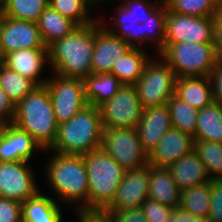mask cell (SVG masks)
Instances as JSON below:
<instances>
[{
	"mask_svg": "<svg viewBox=\"0 0 222 222\" xmlns=\"http://www.w3.org/2000/svg\"><path fill=\"white\" fill-rule=\"evenodd\" d=\"M124 1L116 9V18L111 20L113 26L108 27L105 24L103 26L132 47L141 48L142 44L153 41L159 53L165 46L167 14L165 2L161 0H154V3L148 0Z\"/></svg>",
	"mask_w": 222,
	"mask_h": 222,
	"instance_id": "cell-1",
	"label": "cell"
},
{
	"mask_svg": "<svg viewBox=\"0 0 222 222\" xmlns=\"http://www.w3.org/2000/svg\"><path fill=\"white\" fill-rule=\"evenodd\" d=\"M100 22L78 26L48 47V65L54 74L79 79L91 74L94 31L102 24Z\"/></svg>",
	"mask_w": 222,
	"mask_h": 222,
	"instance_id": "cell-2",
	"label": "cell"
},
{
	"mask_svg": "<svg viewBox=\"0 0 222 222\" xmlns=\"http://www.w3.org/2000/svg\"><path fill=\"white\" fill-rule=\"evenodd\" d=\"M47 184L58 201L77 205V211H88V173L82 155L54 152L46 164Z\"/></svg>",
	"mask_w": 222,
	"mask_h": 222,
	"instance_id": "cell-3",
	"label": "cell"
},
{
	"mask_svg": "<svg viewBox=\"0 0 222 222\" xmlns=\"http://www.w3.org/2000/svg\"><path fill=\"white\" fill-rule=\"evenodd\" d=\"M12 123L27 132L43 150H49L53 146L57 138L58 124L46 85L36 86L15 105Z\"/></svg>",
	"mask_w": 222,
	"mask_h": 222,
	"instance_id": "cell-4",
	"label": "cell"
},
{
	"mask_svg": "<svg viewBox=\"0 0 222 222\" xmlns=\"http://www.w3.org/2000/svg\"><path fill=\"white\" fill-rule=\"evenodd\" d=\"M104 127L98 107L87 105L69 121L58 125L57 138L49 150L83 155L99 150Z\"/></svg>",
	"mask_w": 222,
	"mask_h": 222,
	"instance_id": "cell-5",
	"label": "cell"
},
{
	"mask_svg": "<svg viewBox=\"0 0 222 222\" xmlns=\"http://www.w3.org/2000/svg\"><path fill=\"white\" fill-rule=\"evenodd\" d=\"M88 173V211H103L113 200L125 170L99 150L83 154Z\"/></svg>",
	"mask_w": 222,
	"mask_h": 222,
	"instance_id": "cell-6",
	"label": "cell"
},
{
	"mask_svg": "<svg viewBox=\"0 0 222 222\" xmlns=\"http://www.w3.org/2000/svg\"><path fill=\"white\" fill-rule=\"evenodd\" d=\"M178 77L208 76L218 59L212 43H165L158 53Z\"/></svg>",
	"mask_w": 222,
	"mask_h": 222,
	"instance_id": "cell-7",
	"label": "cell"
},
{
	"mask_svg": "<svg viewBox=\"0 0 222 222\" xmlns=\"http://www.w3.org/2000/svg\"><path fill=\"white\" fill-rule=\"evenodd\" d=\"M176 79L175 72L162 58L150 59L135 84L143 109L166 104L175 95Z\"/></svg>",
	"mask_w": 222,
	"mask_h": 222,
	"instance_id": "cell-8",
	"label": "cell"
},
{
	"mask_svg": "<svg viewBox=\"0 0 222 222\" xmlns=\"http://www.w3.org/2000/svg\"><path fill=\"white\" fill-rule=\"evenodd\" d=\"M101 149L116 160L125 171L148 165L136 128H104Z\"/></svg>",
	"mask_w": 222,
	"mask_h": 222,
	"instance_id": "cell-9",
	"label": "cell"
},
{
	"mask_svg": "<svg viewBox=\"0 0 222 222\" xmlns=\"http://www.w3.org/2000/svg\"><path fill=\"white\" fill-rule=\"evenodd\" d=\"M98 108L104 128H136L143 113L135 85H122L110 100Z\"/></svg>",
	"mask_w": 222,
	"mask_h": 222,
	"instance_id": "cell-10",
	"label": "cell"
},
{
	"mask_svg": "<svg viewBox=\"0 0 222 222\" xmlns=\"http://www.w3.org/2000/svg\"><path fill=\"white\" fill-rule=\"evenodd\" d=\"M50 92L57 124L69 121L87 105L83 79L54 74L45 84Z\"/></svg>",
	"mask_w": 222,
	"mask_h": 222,
	"instance_id": "cell-11",
	"label": "cell"
},
{
	"mask_svg": "<svg viewBox=\"0 0 222 222\" xmlns=\"http://www.w3.org/2000/svg\"><path fill=\"white\" fill-rule=\"evenodd\" d=\"M28 162H0V197L24 203L40 190Z\"/></svg>",
	"mask_w": 222,
	"mask_h": 222,
	"instance_id": "cell-12",
	"label": "cell"
},
{
	"mask_svg": "<svg viewBox=\"0 0 222 222\" xmlns=\"http://www.w3.org/2000/svg\"><path fill=\"white\" fill-rule=\"evenodd\" d=\"M213 26L212 17L183 15L167 8L165 43H212Z\"/></svg>",
	"mask_w": 222,
	"mask_h": 222,
	"instance_id": "cell-13",
	"label": "cell"
},
{
	"mask_svg": "<svg viewBox=\"0 0 222 222\" xmlns=\"http://www.w3.org/2000/svg\"><path fill=\"white\" fill-rule=\"evenodd\" d=\"M1 41L4 54L20 49H48L37 23L12 19L0 14Z\"/></svg>",
	"mask_w": 222,
	"mask_h": 222,
	"instance_id": "cell-14",
	"label": "cell"
},
{
	"mask_svg": "<svg viewBox=\"0 0 222 222\" xmlns=\"http://www.w3.org/2000/svg\"><path fill=\"white\" fill-rule=\"evenodd\" d=\"M132 46L109 32L103 23L94 31V49L91 73H110L116 60L121 59Z\"/></svg>",
	"mask_w": 222,
	"mask_h": 222,
	"instance_id": "cell-15",
	"label": "cell"
},
{
	"mask_svg": "<svg viewBox=\"0 0 222 222\" xmlns=\"http://www.w3.org/2000/svg\"><path fill=\"white\" fill-rule=\"evenodd\" d=\"M149 165L138 169L125 171L115 196L105 209H135L140 208L148 198Z\"/></svg>",
	"mask_w": 222,
	"mask_h": 222,
	"instance_id": "cell-16",
	"label": "cell"
},
{
	"mask_svg": "<svg viewBox=\"0 0 222 222\" xmlns=\"http://www.w3.org/2000/svg\"><path fill=\"white\" fill-rule=\"evenodd\" d=\"M172 120L167 104L143 109L136 126L143 150L149 155L165 133L172 129Z\"/></svg>",
	"mask_w": 222,
	"mask_h": 222,
	"instance_id": "cell-17",
	"label": "cell"
},
{
	"mask_svg": "<svg viewBox=\"0 0 222 222\" xmlns=\"http://www.w3.org/2000/svg\"><path fill=\"white\" fill-rule=\"evenodd\" d=\"M193 149L194 138L190 134L172 128L148 155V165L167 168Z\"/></svg>",
	"mask_w": 222,
	"mask_h": 222,
	"instance_id": "cell-18",
	"label": "cell"
},
{
	"mask_svg": "<svg viewBox=\"0 0 222 222\" xmlns=\"http://www.w3.org/2000/svg\"><path fill=\"white\" fill-rule=\"evenodd\" d=\"M45 63H49L48 49H20L5 54L3 65L32 80L37 86L45 85L48 78H40Z\"/></svg>",
	"mask_w": 222,
	"mask_h": 222,
	"instance_id": "cell-19",
	"label": "cell"
},
{
	"mask_svg": "<svg viewBox=\"0 0 222 222\" xmlns=\"http://www.w3.org/2000/svg\"><path fill=\"white\" fill-rule=\"evenodd\" d=\"M43 150L25 131L8 123L0 139V162H29L35 150Z\"/></svg>",
	"mask_w": 222,
	"mask_h": 222,
	"instance_id": "cell-20",
	"label": "cell"
},
{
	"mask_svg": "<svg viewBox=\"0 0 222 222\" xmlns=\"http://www.w3.org/2000/svg\"><path fill=\"white\" fill-rule=\"evenodd\" d=\"M167 168L180 190L192 188L211 180L194 149Z\"/></svg>",
	"mask_w": 222,
	"mask_h": 222,
	"instance_id": "cell-21",
	"label": "cell"
},
{
	"mask_svg": "<svg viewBox=\"0 0 222 222\" xmlns=\"http://www.w3.org/2000/svg\"><path fill=\"white\" fill-rule=\"evenodd\" d=\"M180 195L168 168L149 165L148 198L175 209L180 204Z\"/></svg>",
	"mask_w": 222,
	"mask_h": 222,
	"instance_id": "cell-22",
	"label": "cell"
},
{
	"mask_svg": "<svg viewBox=\"0 0 222 222\" xmlns=\"http://www.w3.org/2000/svg\"><path fill=\"white\" fill-rule=\"evenodd\" d=\"M175 95L200 110L213 102L211 80L208 76L178 77Z\"/></svg>",
	"mask_w": 222,
	"mask_h": 222,
	"instance_id": "cell-23",
	"label": "cell"
},
{
	"mask_svg": "<svg viewBox=\"0 0 222 222\" xmlns=\"http://www.w3.org/2000/svg\"><path fill=\"white\" fill-rule=\"evenodd\" d=\"M56 201L39 191L22 203V222H61V207Z\"/></svg>",
	"mask_w": 222,
	"mask_h": 222,
	"instance_id": "cell-24",
	"label": "cell"
},
{
	"mask_svg": "<svg viewBox=\"0 0 222 222\" xmlns=\"http://www.w3.org/2000/svg\"><path fill=\"white\" fill-rule=\"evenodd\" d=\"M88 105L99 107L110 100L122 87L121 81L111 73H91L83 79Z\"/></svg>",
	"mask_w": 222,
	"mask_h": 222,
	"instance_id": "cell-25",
	"label": "cell"
},
{
	"mask_svg": "<svg viewBox=\"0 0 222 222\" xmlns=\"http://www.w3.org/2000/svg\"><path fill=\"white\" fill-rule=\"evenodd\" d=\"M37 25L40 30L42 40L47 48L78 27L76 23L67 17L62 16L49 5L41 13L37 21Z\"/></svg>",
	"mask_w": 222,
	"mask_h": 222,
	"instance_id": "cell-26",
	"label": "cell"
},
{
	"mask_svg": "<svg viewBox=\"0 0 222 222\" xmlns=\"http://www.w3.org/2000/svg\"><path fill=\"white\" fill-rule=\"evenodd\" d=\"M149 61L150 57L144 48L132 47L121 59L116 60L110 73L123 85H135Z\"/></svg>",
	"mask_w": 222,
	"mask_h": 222,
	"instance_id": "cell-27",
	"label": "cell"
},
{
	"mask_svg": "<svg viewBox=\"0 0 222 222\" xmlns=\"http://www.w3.org/2000/svg\"><path fill=\"white\" fill-rule=\"evenodd\" d=\"M194 140L222 143V105L213 101L198 111Z\"/></svg>",
	"mask_w": 222,
	"mask_h": 222,
	"instance_id": "cell-28",
	"label": "cell"
},
{
	"mask_svg": "<svg viewBox=\"0 0 222 222\" xmlns=\"http://www.w3.org/2000/svg\"><path fill=\"white\" fill-rule=\"evenodd\" d=\"M170 112L173 128L196 136L198 109L173 95L166 103Z\"/></svg>",
	"mask_w": 222,
	"mask_h": 222,
	"instance_id": "cell-29",
	"label": "cell"
},
{
	"mask_svg": "<svg viewBox=\"0 0 222 222\" xmlns=\"http://www.w3.org/2000/svg\"><path fill=\"white\" fill-rule=\"evenodd\" d=\"M48 3L49 0H5L0 6V14L37 23Z\"/></svg>",
	"mask_w": 222,
	"mask_h": 222,
	"instance_id": "cell-30",
	"label": "cell"
},
{
	"mask_svg": "<svg viewBox=\"0 0 222 222\" xmlns=\"http://www.w3.org/2000/svg\"><path fill=\"white\" fill-rule=\"evenodd\" d=\"M97 3L98 0H49L48 5L78 26H85L98 20L89 15V7Z\"/></svg>",
	"mask_w": 222,
	"mask_h": 222,
	"instance_id": "cell-31",
	"label": "cell"
},
{
	"mask_svg": "<svg viewBox=\"0 0 222 222\" xmlns=\"http://www.w3.org/2000/svg\"><path fill=\"white\" fill-rule=\"evenodd\" d=\"M209 182L181 190L179 206L196 217L209 216L210 212Z\"/></svg>",
	"mask_w": 222,
	"mask_h": 222,
	"instance_id": "cell-32",
	"label": "cell"
},
{
	"mask_svg": "<svg viewBox=\"0 0 222 222\" xmlns=\"http://www.w3.org/2000/svg\"><path fill=\"white\" fill-rule=\"evenodd\" d=\"M0 86L16 105L37 85L29 78L21 76L2 64L0 66Z\"/></svg>",
	"mask_w": 222,
	"mask_h": 222,
	"instance_id": "cell-33",
	"label": "cell"
},
{
	"mask_svg": "<svg viewBox=\"0 0 222 222\" xmlns=\"http://www.w3.org/2000/svg\"><path fill=\"white\" fill-rule=\"evenodd\" d=\"M194 150L204 164L210 179H222V143L194 140Z\"/></svg>",
	"mask_w": 222,
	"mask_h": 222,
	"instance_id": "cell-34",
	"label": "cell"
},
{
	"mask_svg": "<svg viewBox=\"0 0 222 222\" xmlns=\"http://www.w3.org/2000/svg\"><path fill=\"white\" fill-rule=\"evenodd\" d=\"M220 0H165L167 8L175 13L197 16L212 17L216 5Z\"/></svg>",
	"mask_w": 222,
	"mask_h": 222,
	"instance_id": "cell-35",
	"label": "cell"
},
{
	"mask_svg": "<svg viewBox=\"0 0 222 222\" xmlns=\"http://www.w3.org/2000/svg\"><path fill=\"white\" fill-rule=\"evenodd\" d=\"M140 208L149 222H167L174 210V208L150 198H147Z\"/></svg>",
	"mask_w": 222,
	"mask_h": 222,
	"instance_id": "cell-36",
	"label": "cell"
},
{
	"mask_svg": "<svg viewBox=\"0 0 222 222\" xmlns=\"http://www.w3.org/2000/svg\"><path fill=\"white\" fill-rule=\"evenodd\" d=\"M210 184V212L213 222H222V179H211Z\"/></svg>",
	"mask_w": 222,
	"mask_h": 222,
	"instance_id": "cell-37",
	"label": "cell"
},
{
	"mask_svg": "<svg viewBox=\"0 0 222 222\" xmlns=\"http://www.w3.org/2000/svg\"><path fill=\"white\" fill-rule=\"evenodd\" d=\"M102 212L107 214L112 222H149L141 208L104 209Z\"/></svg>",
	"mask_w": 222,
	"mask_h": 222,
	"instance_id": "cell-38",
	"label": "cell"
},
{
	"mask_svg": "<svg viewBox=\"0 0 222 222\" xmlns=\"http://www.w3.org/2000/svg\"><path fill=\"white\" fill-rule=\"evenodd\" d=\"M0 222H22V204L0 197Z\"/></svg>",
	"mask_w": 222,
	"mask_h": 222,
	"instance_id": "cell-39",
	"label": "cell"
},
{
	"mask_svg": "<svg viewBox=\"0 0 222 222\" xmlns=\"http://www.w3.org/2000/svg\"><path fill=\"white\" fill-rule=\"evenodd\" d=\"M209 78L212 83L213 101L222 105V61H218Z\"/></svg>",
	"mask_w": 222,
	"mask_h": 222,
	"instance_id": "cell-40",
	"label": "cell"
},
{
	"mask_svg": "<svg viewBox=\"0 0 222 222\" xmlns=\"http://www.w3.org/2000/svg\"><path fill=\"white\" fill-rule=\"evenodd\" d=\"M15 114V104L0 86V122L12 123Z\"/></svg>",
	"mask_w": 222,
	"mask_h": 222,
	"instance_id": "cell-41",
	"label": "cell"
},
{
	"mask_svg": "<svg viewBox=\"0 0 222 222\" xmlns=\"http://www.w3.org/2000/svg\"><path fill=\"white\" fill-rule=\"evenodd\" d=\"M80 222H112L107 214L101 211H77Z\"/></svg>",
	"mask_w": 222,
	"mask_h": 222,
	"instance_id": "cell-42",
	"label": "cell"
},
{
	"mask_svg": "<svg viewBox=\"0 0 222 222\" xmlns=\"http://www.w3.org/2000/svg\"><path fill=\"white\" fill-rule=\"evenodd\" d=\"M193 216L192 213L178 206L173 210L167 222H193Z\"/></svg>",
	"mask_w": 222,
	"mask_h": 222,
	"instance_id": "cell-43",
	"label": "cell"
},
{
	"mask_svg": "<svg viewBox=\"0 0 222 222\" xmlns=\"http://www.w3.org/2000/svg\"><path fill=\"white\" fill-rule=\"evenodd\" d=\"M212 44L218 61H222V27H213Z\"/></svg>",
	"mask_w": 222,
	"mask_h": 222,
	"instance_id": "cell-44",
	"label": "cell"
},
{
	"mask_svg": "<svg viewBox=\"0 0 222 222\" xmlns=\"http://www.w3.org/2000/svg\"><path fill=\"white\" fill-rule=\"evenodd\" d=\"M212 18L214 22L213 27H222V0L216 5Z\"/></svg>",
	"mask_w": 222,
	"mask_h": 222,
	"instance_id": "cell-45",
	"label": "cell"
},
{
	"mask_svg": "<svg viewBox=\"0 0 222 222\" xmlns=\"http://www.w3.org/2000/svg\"><path fill=\"white\" fill-rule=\"evenodd\" d=\"M193 222H213L209 216L196 217L193 216Z\"/></svg>",
	"mask_w": 222,
	"mask_h": 222,
	"instance_id": "cell-46",
	"label": "cell"
},
{
	"mask_svg": "<svg viewBox=\"0 0 222 222\" xmlns=\"http://www.w3.org/2000/svg\"><path fill=\"white\" fill-rule=\"evenodd\" d=\"M5 54L3 52L2 41H1V30H0V66L4 63Z\"/></svg>",
	"mask_w": 222,
	"mask_h": 222,
	"instance_id": "cell-47",
	"label": "cell"
},
{
	"mask_svg": "<svg viewBox=\"0 0 222 222\" xmlns=\"http://www.w3.org/2000/svg\"><path fill=\"white\" fill-rule=\"evenodd\" d=\"M6 126H7V123L0 122V139L3 136V133H4L5 129H6Z\"/></svg>",
	"mask_w": 222,
	"mask_h": 222,
	"instance_id": "cell-48",
	"label": "cell"
},
{
	"mask_svg": "<svg viewBox=\"0 0 222 222\" xmlns=\"http://www.w3.org/2000/svg\"><path fill=\"white\" fill-rule=\"evenodd\" d=\"M98 1H99V3H101V4H102V3L104 4V1L107 2L106 0H98Z\"/></svg>",
	"mask_w": 222,
	"mask_h": 222,
	"instance_id": "cell-49",
	"label": "cell"
},
{
	"mask_svg": "<svg viewBox=\"0 0 222 222\" xmlns=\"http://www.w3.org/2000/svg\"><path fill=\"white\" fill-rule=\"evenodd\" d=\"M5 0H0V6H1V4L4 2Z\"/></svg>",
	"mask_w": 222,
	"mask_h": 222,
	"instance_id": "cell-50",
	"label": "cell"
}]
</instances>
